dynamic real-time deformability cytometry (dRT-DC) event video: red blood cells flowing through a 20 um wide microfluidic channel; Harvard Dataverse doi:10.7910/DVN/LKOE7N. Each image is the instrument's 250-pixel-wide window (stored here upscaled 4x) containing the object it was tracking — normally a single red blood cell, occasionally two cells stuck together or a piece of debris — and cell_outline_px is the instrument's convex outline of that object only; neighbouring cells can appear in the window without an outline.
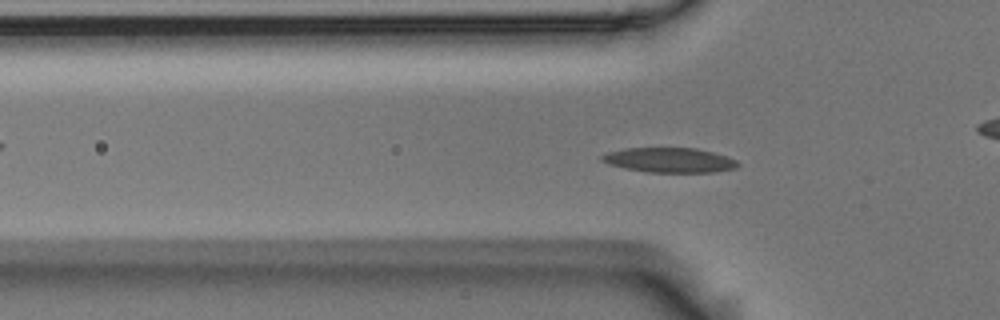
{"species": "Egyptian fruit bat (a non-hibernating species)", "species_latin": "Rousettus aegyptiacus", "temperature_condition": "room temperature", "stored_images_in_passage": 56, "camera_frame_rate_fps": 3000, "um_per_image_px": 0.085, "animal": {"sex": "male"}, "frame": {"image": 1, "passage_image": 17, "time_ms": 5.333, "image_size_px": [1000, 320], "cell_outline_px": [[740, 164], [736, 168], [712, 172], [648, 172], [608, 164], [600, 160], [600, 156], [608, 152], [624, 148], [696, 148], [728, 156], [736, 160]], "centroid_in_image_um": [56.91, 13.6], "position_along_channel_um": 68.9, "area_um2": 19.54}}
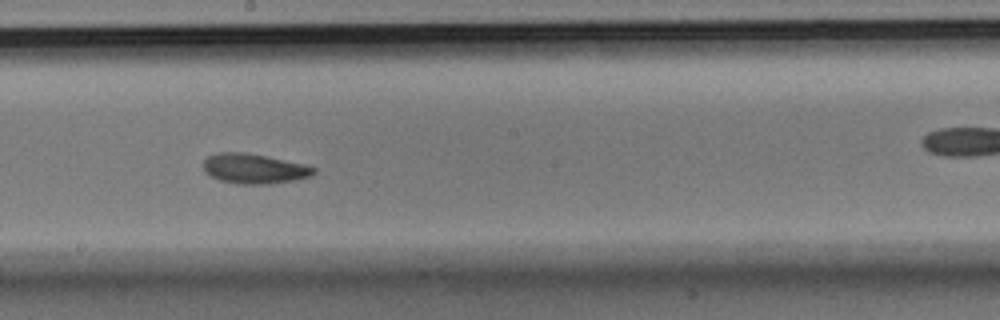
{"frame": {"image": 2, "passage_image": 30, "time_ms": 9.667, "image_size_px": [1000, 320], "cell_outline_px": [[316, 172], [312, 176], [296, 180], [272, 184], [236, 184], [220, 180], [204, 172], [204, 160], [208, 156], [216, 152], [248, 152], [304, 164], [316, 168]], "centroid_in_image_um": [21.62, 14.33], "position_along_channel_um": 226.6, "area_um2": 19.48}}
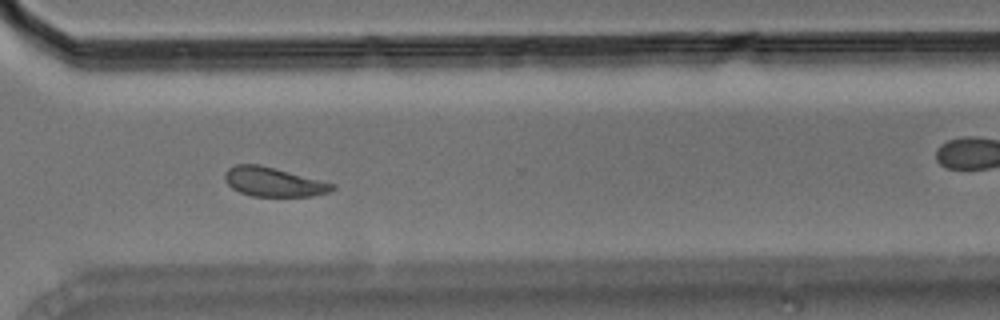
{"frame": {"image": 3, "passage_image": 40, "time_ms": 13.0, "image_size_px": [1000, 320], "cell_outline_px": [[336, 188], [328, 192], [312, 196], [252, 196], [240, 192], [232, 188], [224, 180], [224, 172], [228, 168], [236, 164], [260, 164], [276, 168], [336, 184]], "centroid_in_image_um": [23.23, 15.45], "position_along_channel_um": 347.4, "area_um2": 18.38}, "authors_computed_cell_mechanics": {"area_um2": 18.785, "velocity_mm_per_s": 3.6243, "shape_relaxation_time_tau1_ms": 6.3324, "shape_relaxation_time_tau2_ms": 1.7835, "deformation_change_tau1": 0.1195, "deformation_change_tau2": 0.0715}}